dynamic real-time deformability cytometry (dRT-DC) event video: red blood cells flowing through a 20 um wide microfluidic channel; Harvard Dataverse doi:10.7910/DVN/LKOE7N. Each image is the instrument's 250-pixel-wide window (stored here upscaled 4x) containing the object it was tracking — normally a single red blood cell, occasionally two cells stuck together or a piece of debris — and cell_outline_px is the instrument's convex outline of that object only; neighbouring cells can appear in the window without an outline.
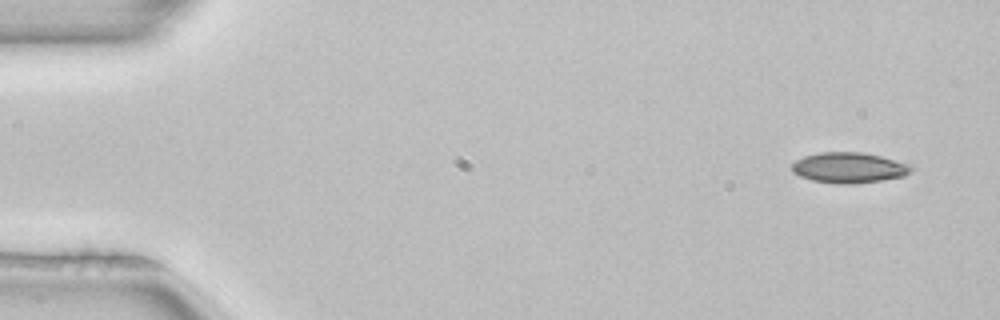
{"species": "common noctule bat (a hibernating species)", "species_latin": "Nyctalus noctula", "temperature_condition": "room temperature", "stored_images_in_passage": 5, "segment_of_instrument_passage": [1, 2], "camera_frame_rate_fps": 3000, "um_per_image_px": 0.085, "animal": {"sex": "female", "body_mass_g": 22.7, "forearm_length_mm": 54.2}, "frame": {"image": 1, "passage_image": 1, "time_ms": 0.0, "image_size_px": [1000, 320], "cell_outline_px": [[912, 168], [904, 176], [880, 180], [852, 184], [840, 184], [812, 180], [800, 176], [792, 172], [792, 164], [796, 160], [804, 156], [820, 152], [864, 152], [880, 156], [904, 164]], "centroid_in_image_um": [72.07, 14.25], "position_along_channel_um": 12.9, "area_um2": 20.81}}